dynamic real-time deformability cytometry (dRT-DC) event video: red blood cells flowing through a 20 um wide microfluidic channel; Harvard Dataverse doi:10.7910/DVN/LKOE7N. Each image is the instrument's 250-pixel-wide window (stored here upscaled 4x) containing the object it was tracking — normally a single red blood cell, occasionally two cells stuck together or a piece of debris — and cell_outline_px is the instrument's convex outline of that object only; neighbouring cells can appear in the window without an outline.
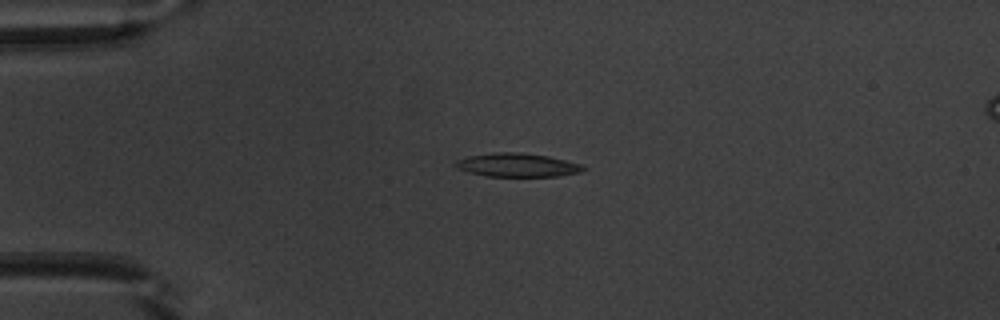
{"species": "common noctule bat (a hibernating species)", "species_latin": "Nyctalus noctula", "temperature_condition": "warm", "stored_images_in_passage": 40, "camera_frame_rate_fps": 3000, "um_per_image_px": 0.085, "animal": {"sex": "male", "body_mass_g": 20.1, "forearm_length_mm": 53.5}, "frame": {"image": 1, "passage_image": 1, "time_ms": 0.0, "image_size_px": [1000, 320], "cell_outline_px": [[588, 168], [584, 172], [560, 176], [488, 176], [456, 168], [452, 164], [456, 160], [468, 156], [496, 152], [520, 152], [548, 156], [584, 164]], "centroid_in_image_um": [44.05, 14.02], "position_along_channel_um": 41.0, "area_um2": 17.74}}
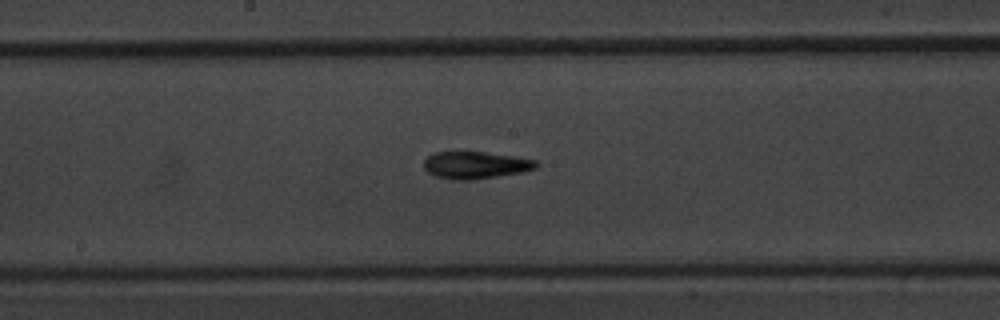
{"frame": {"image": 2, "passage_image": 16, "time_ms": 5.0, "image_size_px": [1000, 320], "cell_outline_px": [[540, 164], [536, 168], [520, 172], [472, 180], [452, 180], [436, 176], [428, 172], [424, 168], [424, 160], [428, 156], [436, 152], [484, 152], [512, 156], [536, 160]], "centroid_in_image_um": [40.4, 14.03], "position_along_channel_um": 207.8, "area_um2": 17.63}}
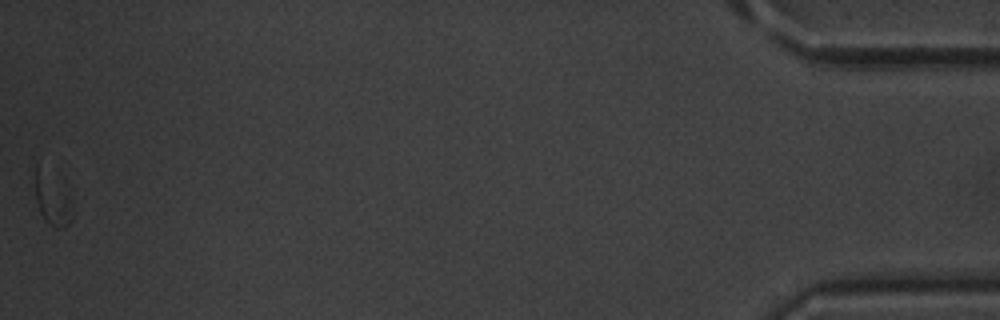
{"frame": {"image": 3, "passage_image": 40, "time_ms": 13.0, "image_size_px": [1000, 320], "cell_outline_px": [[76, 212], [72, 220], [64, 228], [56, 228], [44, 220], [40, 212], [28, 184], [36, 164], [68, 200]], "centroid_in_image_um": [4.29, 17.03], "position_along_channel_um": 430.9, "area_um2": 11.16}, "authors_computed_cell_mechanics": {"area_um2": 17.34, "velocity_mm_per_s": 3.9321, "shape_relaxation_time_tau1_ms": 3.8749, "shape_relaxation_time_tau2_ms": 4.483, "deformation_change_tau1": 0.1427, "deformation_change_tau2": 0.1636}}